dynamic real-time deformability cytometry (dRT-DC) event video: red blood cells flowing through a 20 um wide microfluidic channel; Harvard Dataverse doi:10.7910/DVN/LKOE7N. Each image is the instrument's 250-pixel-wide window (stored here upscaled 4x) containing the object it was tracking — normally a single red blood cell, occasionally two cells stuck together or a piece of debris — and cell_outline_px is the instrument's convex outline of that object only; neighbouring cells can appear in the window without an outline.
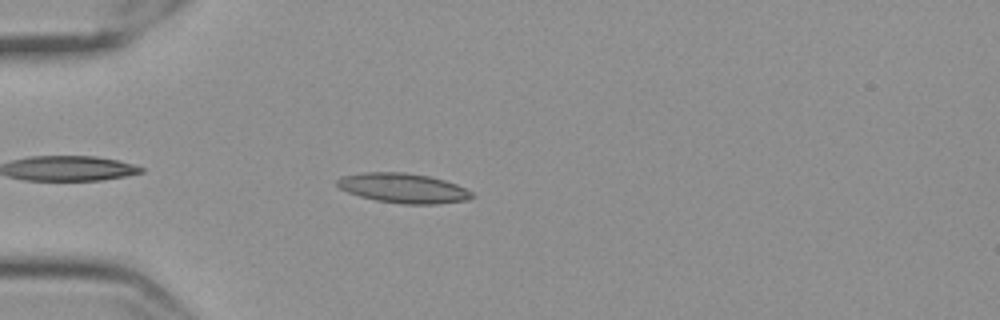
{"species": "Egyptian fruit bat (a non-hibernating species)", "species_latin": "Rousettus aegyptiacus", "temperature_condition": "cold", "stored_images_in_passage": 31, "camera_frame_rate_fps": 3000, "um_per_image_px": 0.085, "frame": {"image": 1, "passage_image": 5, "time_ms": 1.333, "image_size_px": [1000, 320], "cell_outline_px": [[476, 196], [464, 200], [436, 204], [404, 204], [376, 200], [360, 196], [348, 192], [340, 188], [336, 184], [336, 180], [340, 176], [364, 172], [404, 172], [428, 176], [444, 180], [456, 184], [472, 192]], "centroid_in_image_um": [34.25, 15.98], "position_along_channel_um": 50.8, "area_um2": 23.24}}
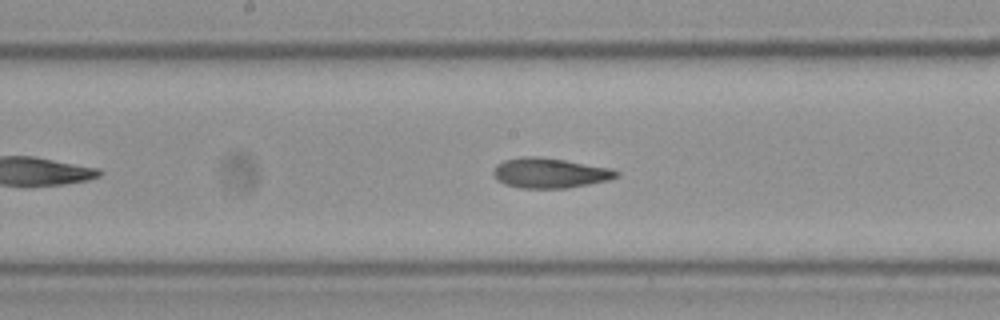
{"frame": {"image": 2, "passage_image": 19, "time_ms": 6.0, "image_size_px": [1000, 320], "cell_outline_px": [[620, 176], [608, 180], [568, 188], [520, 188], [504, 184], [496, 180], [492, 172], [492, 168], [496, 164], [504, 160], [520, 156], [540, 156], [612, 168], [620, 172]], "centroid_in_image_um": [46.7, 14.7], "position_along_channel_um": 201.5, "area_um2": 21.85}}
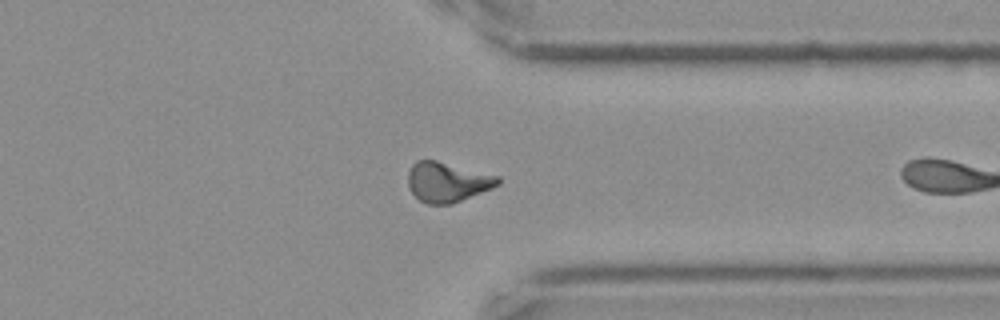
{"frame": {"image": 3, "passage_image": 30, "time_ms": 9.667, "image_size_px": [1000, 320], "cell_outline_px": [[500, 184], [492, 188], [452, 204], [428, 204], [420, 200], [412, 192], [408, 184], [408, 172], [412, 164], [416, 160], [436, 160], [500, 176]], "centroid_in_image_um": [38.03, 15.46], "position_along_channel_um": 373.4, "area_um2": 20.87}}